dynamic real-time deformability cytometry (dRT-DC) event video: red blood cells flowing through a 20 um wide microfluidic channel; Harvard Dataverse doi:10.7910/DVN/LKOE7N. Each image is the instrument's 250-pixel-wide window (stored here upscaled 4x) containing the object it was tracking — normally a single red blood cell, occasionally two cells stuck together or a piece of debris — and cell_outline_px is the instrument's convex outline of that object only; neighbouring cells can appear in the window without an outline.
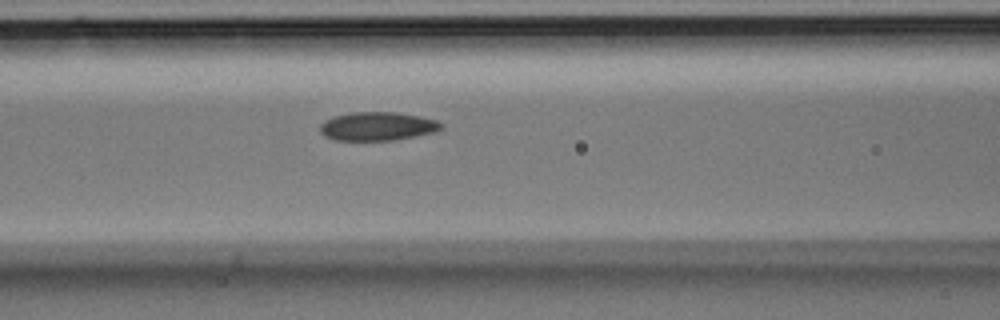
{"species": "Egyptian fruit bat (a non-hibernating species)", "species_latin": "Rousettus aegyptiacus", "temperature_condition": "room temperature", "stored_images_in_passage": 5, "camera_frame_rate_fps": 3000, "um_per_image_px": 0.085, "animal": {"sex": "male"}, "frame": {"image": 1, "passage_image": 5, "time_ms": 1.333, "image_size_px": [1000, 320], "cell_outline_px": [[444, 128], [432, 132], [416, 136], [392, 140], [336, 140], [324, 136], [320, 132], [320, 124], [324, 120], [332, 116], [352, 112], [396, 112], [420, 116], [436, 120], [444, 124]], "centroid_in_image_um": [32.07, 10.72], "position_along_channel_um": 134.5, "area_um2": 20.29}}